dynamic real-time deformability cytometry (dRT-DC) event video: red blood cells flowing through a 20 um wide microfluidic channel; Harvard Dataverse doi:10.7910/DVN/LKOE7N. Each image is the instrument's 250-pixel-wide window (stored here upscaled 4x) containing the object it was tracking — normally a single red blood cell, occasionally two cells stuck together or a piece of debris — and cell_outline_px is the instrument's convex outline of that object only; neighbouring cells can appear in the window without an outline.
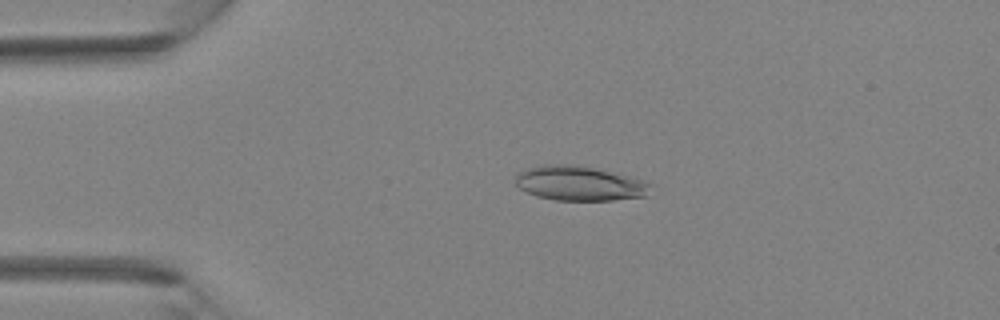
{"species": "Egyptian fruit bat (a non-hibernating species)", "species_latin": "Rousettus aegyptiacus", "temperature_condition": "room temperature", "stored_images_in_passage": 39, "camera_frame_rate_fps": 3000, "um_per_image_px": 0.085, "animal": {"sex": "female"}, "frame": {"image": 1, "passage_image": 8, "time_ms": 2.333, "image_size_px": [1000, 320], "cell_outline_px": [[652, 184], [644, 196], [612, 200], [556, 200], [536, 196], [520, 188], [516, 184], [516, 172], [528, 168], [544, 164], [568, 164], [596, 168], [648, 180]], "centroid_in_image_um": [49.26, 15.57], "position_along_channel_um": 35.7, "area_um2": 27.28}}
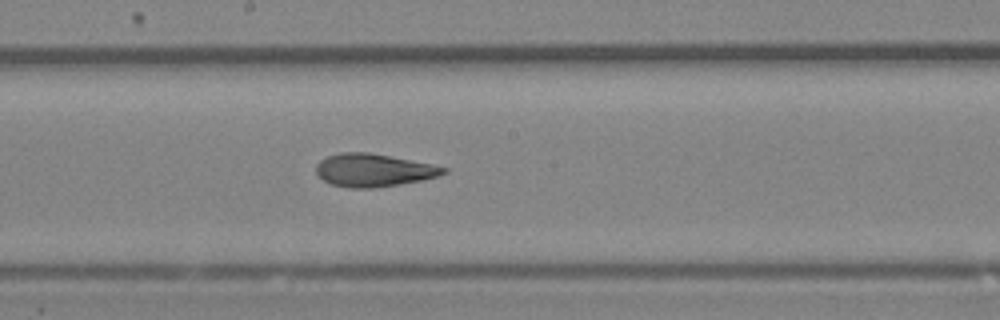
{"frame": {"image": 2, "passage_image": 21, "time_ms": 6.667, "image_size_px": [1000, 320], "cell_outline_px": [[448, 172], [436, 176], [420, 180], [372, 188], [348, 188], [332, 184], [324, 180], [316, 172], [316, 164], [320, 160], [328, 156], [340, 152], [368, 152], [432, 164], [448, 168]], "centroid_in_image_um": [31.72, 14.46], "position_along_channel_um": 216.5, "area_um2": 24.1}}
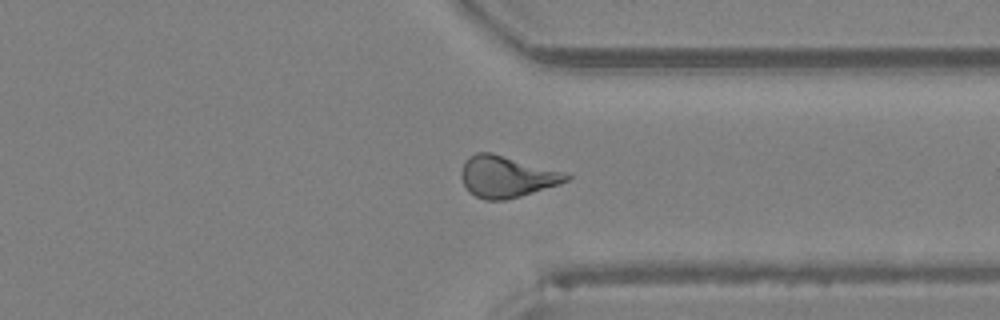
{"frame": {"image": 3, "passage_image": 30, "time_ms": 9.667, "image_size_px": [1000, 320], "cell_outline_px": [[572, 176], [568, 180], [560, 184], [520, 196], [504, 200], [484, 200], [468, 192], [460, 176], [460, 172], [464, 160], [468, 156], [476, 152], [492, 152], [564, 172]], "centroid_in_image_um": [43.02, 15.0], "position_along_channel_um": 368.4, "area_um2": 25.49}}